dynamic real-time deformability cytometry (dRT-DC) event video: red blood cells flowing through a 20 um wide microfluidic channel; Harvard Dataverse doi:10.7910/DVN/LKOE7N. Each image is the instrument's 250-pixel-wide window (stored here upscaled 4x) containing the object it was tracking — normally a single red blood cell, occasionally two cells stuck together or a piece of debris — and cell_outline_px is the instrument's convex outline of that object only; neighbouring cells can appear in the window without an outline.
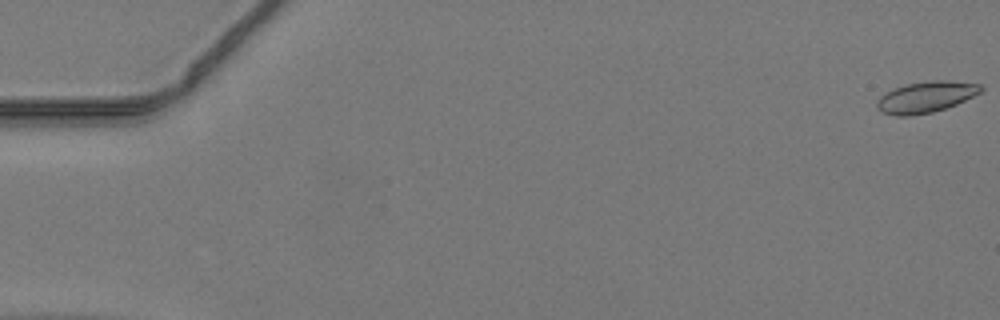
{"species": "common noctule bat (a hibernating species)", "species_latin": "Nyctalus noctula", "temperature_condition": "warm", "stored_images_in_passage": 24, "camera_frame_rate_fps": 3000, "um_per_image_px": 0.085, "animal": {"sex": "male", "body_mass_g": 19.2, "forearm_length_mm": 51.8}, "frame": {"image": 1, "passage_image": 1, "time_ms": 0.0, "image_size_px": [1000, 320], "cell_outline_px": [[984, 88], [980, 92], [956, 104], [932, 112], [908, 116], [896, 116], [880, 112], [876, 108], [876, 100], [884, 92], [908, 84], [932, 80], [948, 80], [980, 84]], "centroid_in_image_um": [78.65, 8.25], "position_along_channel_um": 6.4, "area_um2": 18.79}}
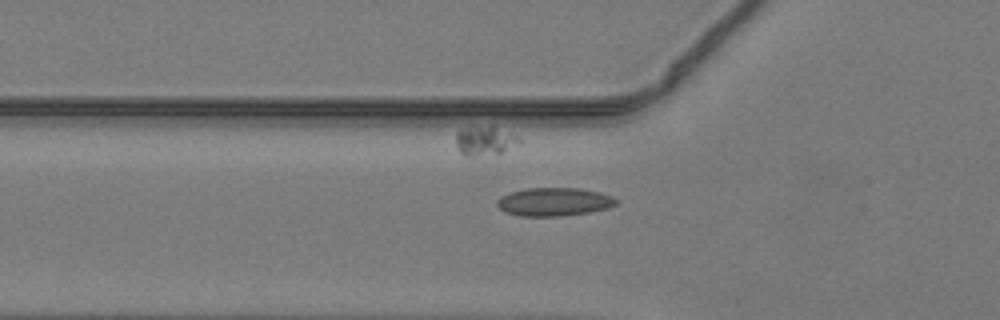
{"frame": {"image": 2, "passage_image": 18, "time_ms": 5.667, "image_size_px": [1000, 320], "cell_outline_px": [[620, 200], [616, 204], [608, 208], [592, 212], [560, 216], [520, 216], [508, 212], [500, 208], [496, 204], [496, 200], [500, 196], [508, 192], [524, 188], [576, 188], [600, 192], [612, 196]], "centroid_in_image_um": [47.1, 17.15], "position_along_channel_um": 78.7, "area_um2": 19.83}}
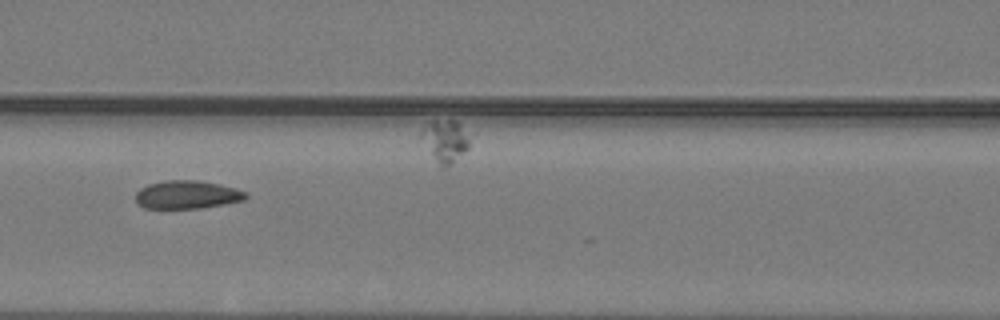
{"frame": {"image": 3, "passage_image": 23, "time_ms": 7.333, "image_size_px": [1000, 320], "cell_outline_px": [[248, 196], [244, 200], [224, 204], [200, 208], [144, 208], [136, 200], [136, 192], [140, 188], [148, 184], [164, 180], [196, 180], [220, 184], [236, 188], [244, 192]], "centroid_in_image_um": [15.9, 16.54], "position_along_channel_um": 150.7, "area_um2": 18.03}}